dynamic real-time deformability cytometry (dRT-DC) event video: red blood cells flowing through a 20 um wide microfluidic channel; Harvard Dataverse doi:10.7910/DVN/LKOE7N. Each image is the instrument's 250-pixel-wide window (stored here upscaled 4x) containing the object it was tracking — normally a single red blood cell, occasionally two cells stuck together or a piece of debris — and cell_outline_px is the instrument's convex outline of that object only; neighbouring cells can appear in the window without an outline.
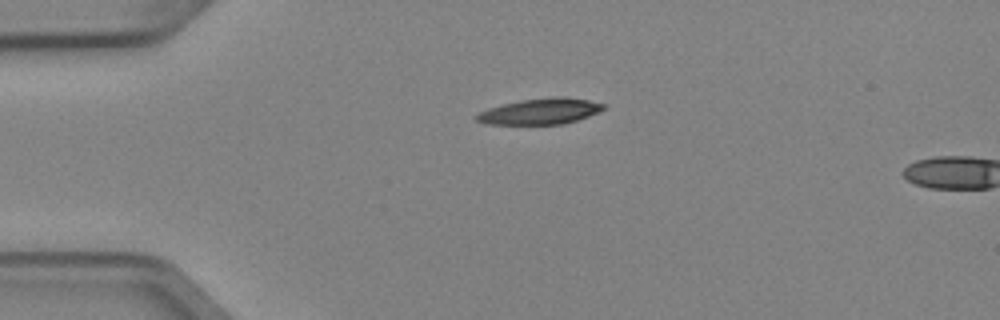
{"species": "Egyptian fruit bat (a non-hibernating species)", "species_latin": "Rousettus aegyptiacus", "temperature_condition": "cold", "stored_images_in_passage": 2, "camera_frame_rate_fps": 3000, "um_per_image_px": 0.085, "animal": {"sex": "female"}, "frame": {"image": 1, "passage_image": 2, "time_ms": 0.333, "image_size_px": [1000, 320], "cell_outline_px": [[604, 108], [588, 116], [564, 124], [488, 124], [476, 120], [476, 116], [480, 112], [488, 108], [520, 100], [556, 96], [564, 96], [588, 100], [604, 104]], "centroid_in_image_um": [45.92, 9.46], "position_along_channel_um": 39.1, "area_um2": 18.9}}